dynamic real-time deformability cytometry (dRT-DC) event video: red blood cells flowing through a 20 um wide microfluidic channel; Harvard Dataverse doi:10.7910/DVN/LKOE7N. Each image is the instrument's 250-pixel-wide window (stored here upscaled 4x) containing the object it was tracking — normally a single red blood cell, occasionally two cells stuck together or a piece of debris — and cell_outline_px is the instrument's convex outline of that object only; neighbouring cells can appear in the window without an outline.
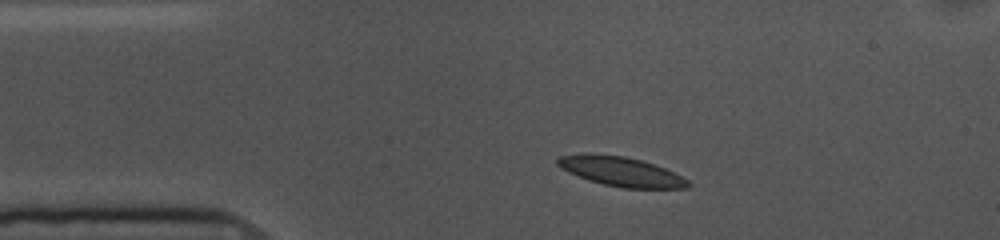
{"species": "common noctule bat (a hibernating species)", "species_latin": "Nyctalus noctula", "temperature_condition": "cold", "stored_images_in_passage": 50, "camera_frame_rate_fps": 3000, "um_per_image_px": 0.085, "animal": {"sex": "female", "body_mass_g": 10.0, "forearm_length_mm": 53.1}, "frame": {"image": 1, "passage_image": 5, "time_ms": 1.333, "image_size_px": [1000, 240], "cell_outline_px": [[692, 184], [688, 188], [624, 188], [604, 184], [588, 180], [568, 172], [560, 168], [556, 164], [556, 160], [560, 156], [584, 152], [588, 152], [624, 156], [640, 160], [664, 168], [688, 180]], "centroid_in_image_um": [52.72, 14.56], "position_along_channel_um": 32.3, "area_um2": 22.43}}
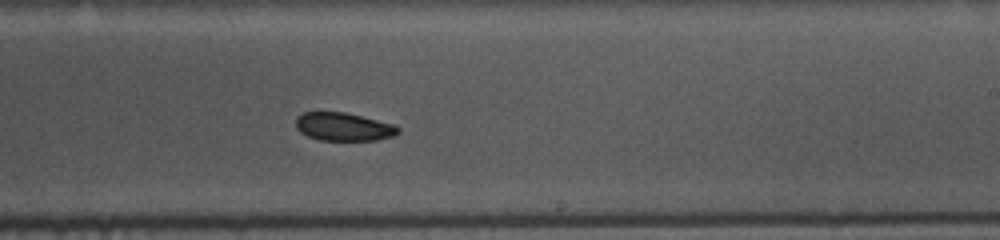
{"frame": {"image": 2, "passage_image": 27, "time_ms": 8.667, "image_size_px": [1000, 240], "cell_outline_px": [[400, 132], [392, 136], [376, 140], [320, 140], [308, 136], [300, 132], [296, 128], [296, 116], [304, 112], [344, 112], [392, 124], [400, 128]], "centroid_in_image_um": [29.17, 10.77], "position_along_channel_um": 259.8, "area_um2": 16.65}}
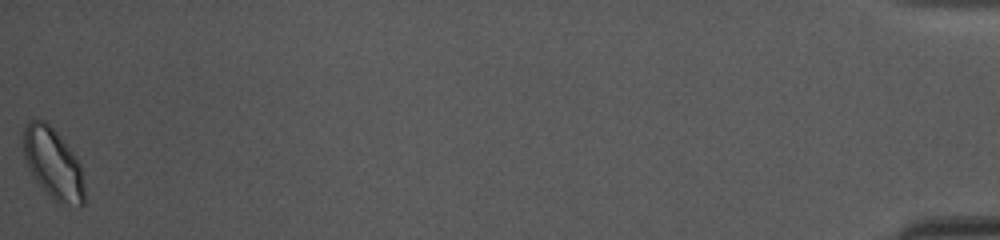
{"frame": {"image": 3, "passage_image": 50, "time_ms": 16.333, "image_size_px": [1000, 240], "cell_outline_px": [[84, 204], [80, 208], [60, 204], [48, 196], [36, 180], [28, 168], [24, 156], [24, 128], [28, 120], [44, 120], [60, 136], [76, 156], [80, 164], [84, 188]], "centroid_in_image_um": [4.53, 13.95], "position_along_channel_um": 430.7, "area_um2": 25.26}, "authors_computed_cell_mechanics": {"area_um2": 18.9006, "velocity_mm_per_s": 3.5848, "shape_relaxation_time_tau1_ms": 1.8189, "shape_relaxation_time_tau2_ms": null, "deformation_change_tau1": 0.0785, "deformation_change_tau2": null}}